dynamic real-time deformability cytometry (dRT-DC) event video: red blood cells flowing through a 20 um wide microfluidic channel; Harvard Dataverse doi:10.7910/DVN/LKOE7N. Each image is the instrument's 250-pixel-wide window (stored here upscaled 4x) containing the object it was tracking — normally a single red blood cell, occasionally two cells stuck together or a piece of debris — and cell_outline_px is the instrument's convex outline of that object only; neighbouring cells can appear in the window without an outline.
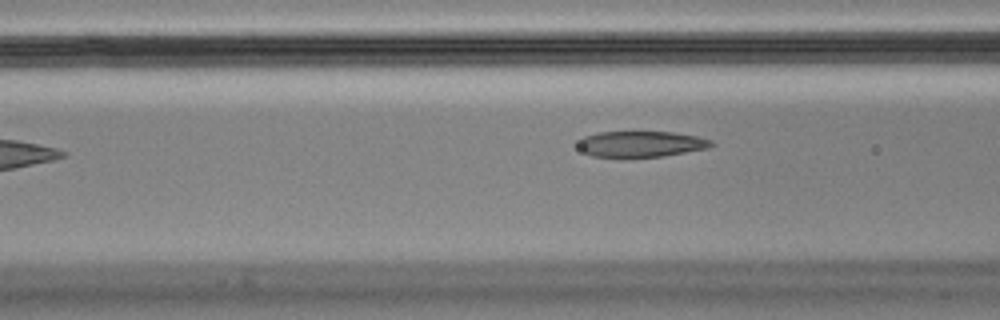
{"species": "Egyptian fruit bat (a non-hibernating species)", "species_latin": "Rousettus aegyptiacus", "temperature_condition": "cold", "stored_images_in_passage": 8, "camera_frame_rate_fps": 3000, "um_per_image_px": 0.085, "animal": {"sex": "male"}, "frame": {"image": 1, "passage_image": 8, "time_ms": 2.333, "image_size_px": [1000, 320], "cell_outline_px": [[716, 144], [708, 148], [664, 156], [592, 156], [584, 152], [576, 144], [584, 136], [596, 132], [672, 132], [696, 136], [712, 140]], "centroid_in_image_um": [54.5, 12.23], "position_along_channel_um": 112.1, "area_um2": 19.88}}